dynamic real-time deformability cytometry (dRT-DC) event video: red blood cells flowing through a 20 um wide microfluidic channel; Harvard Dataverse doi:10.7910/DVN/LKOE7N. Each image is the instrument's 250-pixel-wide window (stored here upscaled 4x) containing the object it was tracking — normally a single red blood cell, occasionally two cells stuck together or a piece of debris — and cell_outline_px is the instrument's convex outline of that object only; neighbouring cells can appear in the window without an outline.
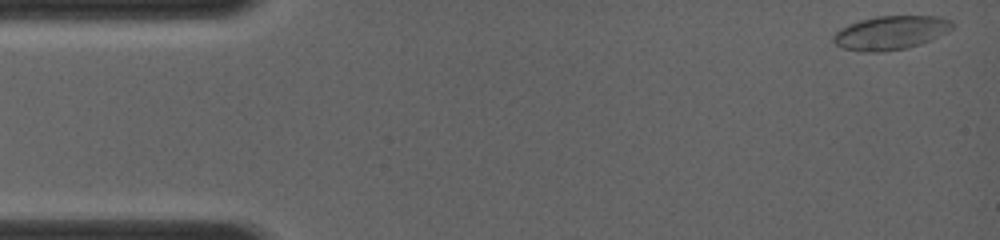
{"species": "common noctule bat (a hibernating species)", "species_latin": "Nyctalus noctula", "temperature_condition": "room temperature", "stored_images_in_passage": 10, "camera_frame_rate_fps": 4000, "um_per_image_px": 0.085, "animal": {"sex": "female", "body_mass_g": 19.0, "forearm_length_mm": 56.7}, "frame": {"image": 1, "passage_image": 1, "time_ms": 0.0, "image_size_px": [1000, 240], "cell_outline_px": [[956, 24], [952, 28], [920, 44], [908, 48], [884, 52], [864, 52], [844, 48], [836, 44], [832, 40], [832, 36], [840, 28], [848, 24], [860, 20], [876, 16], [940, 16], [952, 20]], "centroid_in_image_um": [75.69, 2.77], "position_along_channel_um": 9.3, "area_um2": 23.41}}
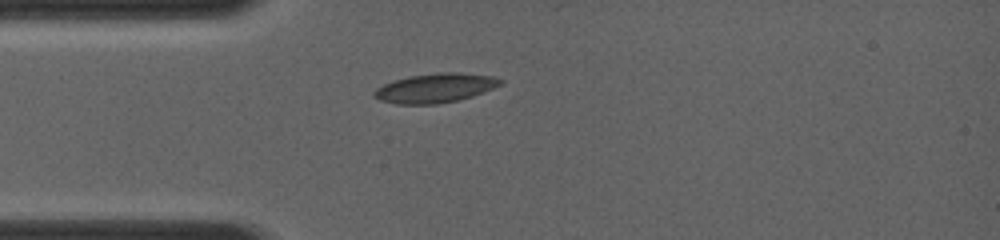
{"frame": {"image": 2, "passage_image": 6, "time_ms": 3.25, "image_size_px": [1000, 240], "cell_outline_px": [[504, 84], [484, 92], [472, 96], [456, 100], [436, 104], [396, 104], [380, 100], [372, 96], [372, 92], [376, 88], [384, 84], [408, 76], [436, 72], [460, 72], [496, 76], [504, 80]], "centroid_in_image_um": [37.03, 7.47], "position_along_channel_um": 48.0, "area_um2": 21.79}}
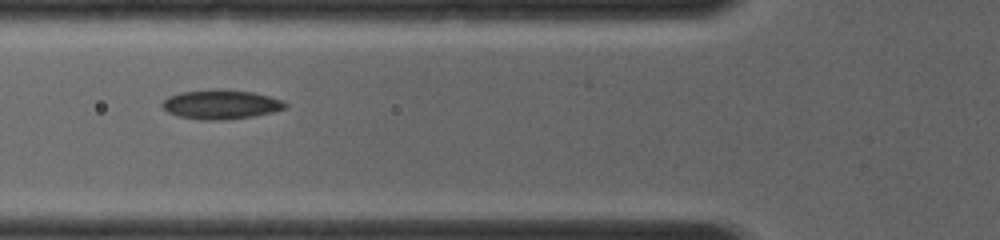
{"frame": {"image": 3, "passage_image": 8, "time_ms": 4.75, "image_size_px": [1000, 240], "cell_outline_px": [[288, 108], [272, 112], [252, 116], [224, 120], [200, 120], [180, 116], [168, 112], [160, 104], [168, 96], [180, 92], [252, 92], [284, 100], [288, 104]], "centroid_in_image_um": [18.81, 8.93], "position_along_channel_um": 107.0, "area_um2": 20.11}}